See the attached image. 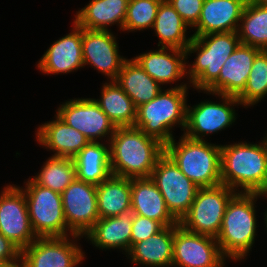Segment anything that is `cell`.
Wrapping results in <instances>:
<instances>
[{"label": "cell", "instance_id": "obj_33", "mask_svg": "<svg viewBox=\"0 0 267 267\" xmlns=\"http://www.w3.org/2000/svg\"><path fill=\"white\" fill-rule=\"evenodd\" d=\"M244 90L237 96L242 107L254 106L267 96V51L261 50L254 58Z\"/></svg>", "mask_w": 267, "mask_h": 267}, {"label": "cell", "instance_id": "obj_35", "mask_svg": "<svg viewBox=\"0 0 267 267\" xmlns=\"http://www.w3.org/2000/svg\"><path fill=\"white\" fill-rule=\"evenodd\" d=\"M163 228L164 226L160 222L135 214L132 221L131 247L135 243L147 240Z\"/></svg>", "mask_w": 267, "mask_h": 267}, {"label": "cell", "instance_id": "obj_31", "mask_svg": "<svg viewBox=\"0 0 267 267\" xmlns=\"http://www.w3.org/2000/svg\"><path fill=\"white\" fill-rule=\"evenodd\" d=\"M237 34L242 44L267 51V7L248 0L239 22Z\"/></svg>", "mask_w": 267, "mask_h": 267}, {"label": "cell", "instance_id": "obj_8", "mask_svg": "<svg viewBox=\"0 0 267 267\" xmlns=\"http://www.w3.org/2000/svg\"><path fill=\"white\" fill-rule=\"evenodd\" d=\"M235 194L223 184L199 188L189 212L179 224L189 232L217 238L226 206Z\"/></svg>", "mask_w": 267, "mask_h": 267}, {"label": "cell", "instance_id": "obj_21", "mask_svg": "<svg viewBox=\"0 0 267 267\" xmlns=\"http://www.w3.org/2000/svg\"><path fill=\"white\" fill-rule=\"evenodd\" d=\"M55 120L39 125L38 144L53 151L54 157H75L90 141L81 132L67 125L55 114Z\"/></svg>", "mask_w": 267, "mask_h": 267}, {"label": "cell", "instance_id": "obj_11", "mask_svg": "<svg viewBox=\"0 0 267 267\" xmlns=\"http://www.w3.org/2000/svg\"><path fill=\"white\" fill-rule=\"evenodd\" d=\"M80 238L38 237L21 251L20 267H77L85 257L81 245H77Z\"/></svg>", "mask_w": 267, "mask_h": 267}, {"label": "cell", "instance_id": "obj_15", "mask_svg": "<svg viewBox=\"0 0 267 267\" xmlns=\"http://www.w3.org/2000/svg\"><path fill=\"white\" fill-rule=\"evenodd\" d=\"M97 186L75 179L61 193L69 236H85L99 219Z\"/></svg>", "mask_w": 267, "mask_h": 267}, {"label": "cell", "instance_id": "obj_12", "mask_svg": "<svg viewBox=\"0 0 267 267\" xmlns=\"http://www.w3.org/2000/svg\"><path fill=\"white\" fill-rule=\"evenodd\" d=\"M226 260L215 237L174 225L172 267H224Z\"/></svg>", "mask_w": 267, "mask_h": 267}, {"label": "cell", "instance_id": "obj_20", "mask_svg": "<svg viewBox=\"0 0 267 267\" xmlns=\"http://www.w3.org/2000/svg\"><path fill=\"white\" fill-rule=\"evenodd\" d=\"M248 0H204L193 36L237 32Z\"/></svg>", "mask_w": 267, "mask_h": 267}, {"label": "cell", "instance_id": "obj_18", "mask_svg": "<svg viewBox=\"0 0 267 267\" xmlns=\"http://www.w3.org/2000/svg\"><path fill=\"white\" fill-rule=\"evenodd\" d=\"M260 51L240 43L225 61L218 78L203 92L237 97L244 90L254 58Z\"/></svg>", "mask_w": 267, "mask_h": 267}, {"label": "cell", "instance_id": "obj_29", "mask_svg": "<svg viewBox=\"0 0 267 267\" xmlns=\"http://www.w3.org/2000/svg\"><path fill=\"white\" fill-rule=\"evenodd\" d=\"M99 218L113 217L131 210V179L110 175L97 185Z\"/></svg>", "mask_w": 267, "mask_h": 267}, {"label": "cell", "instance_id": "obj_5", "mask_svg": "<svg viewBox=\"0 0 267 267\" xmlns=\"http://www.w3.org/2000/svg\"><path fill=\"white\" fill-rule=\"evenodd\" d=\"M240 43L237 32L193 36L186 48L187 59L196 53L193 64L186 65L191 87L205 91L218 78L225 61Z\"/></svg>", "mask_w": 267, "mask_h": 267}, {"label": "cell", "instance_id": "obj_2", "mask_svg": "<svg viewBox=\"0 0 267 267\" xmlns=\"http://www.w3.org/2000/svg\"><path fill=\"white\" fill-rule=\"evenodd\" d=\"M112 175L149 178L165 145L136 127H116L109 140Z\"/></svg>", "mask_w": 267, "mask_h": 267}, {"label": "cell", "instance_id": "obj_14", "mask_svg": "<svg viewBox=\"0 0 267 267\" xmlns=\"http://www.w3.org/2000/svg\"><path fill=\"white\" fill-rule=\"evenodd\" d=\"M0 234L21 251L38 238L30 223L25 194L16 184H7L0 193Z\"/></svg>", "mask_w": 267, "mask_h": 267}, {"label": "cell", "instance_id": "obj_38", "mask_svg": "<svg viewBox=\"0 0 267 267\" xmlns=\"http://www.w3.org/2000/svg\"><path fill=\"white\" fill-rule=\"evenodd\" d=\"M254 3L260 5V6H264L267 7V0H252Z\"/></svg>", "mask_w": 267, "mask_h": 267}, {"label": "cell", "instance_id": "obj_10", "mask_svg": "<svg viewBox=\"0 0 267 267\" xmlns=\"http://www.w3.org/2000/svg\"><path fill=\"white\" fill-rule=\"evenodd\" d=\"M221 100L217 103L209 100L186 106V125L183 135L194 140L205 141L208 134L218 133L234 124L237 114L235 107L241 105L235 96L213 94Z\"/></svg>", "mask_w": 267, "mask_h": 267}, {"label": "cell", "instance_id": "obj_32", "mask_svg": "<svg viewBox=\"0 0 267 267\" xmlns=\"http://www.w3.org/2000/svg\"><path fill=\"white\" fill-rule=\"evenodd\" d=\"M35 184L62 193L76 179V166L73 158L50 156L41 170L33 178Z\"/></svg>", "mask_w": 267, "mask_h": 267}, {"label": "cell", "instance_id": "obj_34", "mask_svg": "<svg viewBox=\"0 0 267 267\" xmlns=\"http://www.w3.org/2000/svg\"><path fill=\"white\" fill-rule=\"evenodd\" d=\"M162 1L129 0L123 31L136 32L151 29Z\"/></svg>", "mask_w": 267, "mask_h": 267}, {"label": "cell", "instance_id": "obj_13", "mask_svg": "<svg viewBox=\"0 0 267 267\" xmlns=\"http://www.w3.org/2000/svg\"><path fill=\"white\" fill-rule=\"evenodd\" d=\"M56 110V115L61 120L81 132L89 141L100 142L107 139V143L115 132V125L94 98L70 99L60 104Z\"/></svg>", "mask_w": 267, "mask_h": 267}, {"label": "cell", "instance_id": "obj_1", "mask_svg": "<svg viewBox=\"0 0 267 267\" xmlns=\"http://www.w3.org/2000/svg\"><path fill=\"white\" fill-rule=\"evenodd\" d=\"M261 141L221 145L223 185L236 193H267V135Z\"/></svg>", "mask_w": 267, "mask_h": 267}, {"label": "cell", "instance_id": "obj_4", "mask_svg": "<svg viewBox=\"0 0 267 267\" xmlns=\"http://www.w3.org/2000/svg\"><path fill=\"white\" fill-rule=\"evenodd\" d=\"M188 84L182 82L162 89L154 99L137 107L134 127L164 145L169 143L175 138L172 130L176 125L181 126L182 131L185 129L188 87L191 86Z\"/></svg>", "mask_w": 267, "mask_h": 267}, {"label": "cell", "instance_id": "obj_27", "mask_svg": "<svg viewBox=\"0 0 267 267\" xmlns=\"http://www.w3.org/2000/svg\"><path fill=\"white\" fill-rule=\"evenodd\" d=\"M115 81L132 99L136 108L154 99L162 90V86L133 58L123 62Z\"/></svg>", "mask_w": 267, "mask_h": 267}, {"label": "cell", "instance_id": "obj_26", "mask_svg": "<svg viewBox=\"0 0 267 267\" xmlns=\"http://www.w3.org/2000/svg\"><path fill=\"white\" fill-rule=\"evenodd\" d=\"M76 178L86 183L99 185L112 175L110 167L109 142L90 141L73 157Z\"/></svg>", "mask_w": 267, "mask_h": 267}, {"label": "cell", "instance_id": "obj_39", "mask_svg": "<svg viewBox=\"0 0 267 267\" xmlns=\"http://www.w3.org/2000/svg\"><path fill=\"white\" fill-rule=\"evenodd\" d=\"M261 197H264V198L266 197L267 198V193H262ZM263 214H264V220H265L264 222H265V225H266V228H267V209Z\"/></svg>", "mask_w": 267, "mask_h": 267}, {"label": "cell", "instance_id": "obj_3", "mask_svg": "<svg viewBox=\"0 0 267 267\" xmlns=\"http://www.w3.org/2000/svg\"><path fill=\"white\" fill-rule=\"evenodd\" d=\"M260 193H236L228 202L216 240L222 255L237 262L246 260L255 243L256 201Z\"/></svg>", "mask_w": 267, "mask_h": 267}, {"label": "cell", "instance_id": "obj_30", "mask_svg": "<svg viewBox=\"0 0 267 267\" xmlns=\"http://www.w3.org/2000/svg\"><path fill=\"white\" fill-rule=\"evenodd\" d=\"M100 93L101 98L94 99V101L115 127H133L135 125L137 108L116 81L105 82Z\"/></svg>", "mask_w": 267, "mask_h": 267}, {"label": "cell", "instance_id": "obj_16", "mask_svg": "<svg viewBox=\"0 0 267 267\" xmlns=\"http://www.w3.org/2000/svg\"><path fill=\"white\" fill-rule=\"evenodd\" d=\"M116 36L108 31L82 28V56L84 67L91 65L98 73L107 76V81H115L126 60L119 54Z\"/></svg>", "mask_w": 267, "mask_h": 267}, {"label": "cell", "instance_id": "obj_6", "mask_svg": "<svg viewBox=\"0 0 267 267\" xmlns=\"http://www.w3.org/2000/svg\"><path fill=\"white\" fill-rule=\"evenodd\" d=\"M165 153L185 176L200 188L215 187L221 181V145L194 140L182 134L165 145Z\"/></svg>", "mask_w": 267, "mask_h": 267}, {"label": "cell", "instance_id": "obj_17", "mask_svg": "<svg viewBox=\"0 0 267 267\" xmlns=\"http://www.w3.org/2000/svg\"><path fill=\"white\" fill-rule=\"evenodd\" d=\"M36 67L45 75L67 74L84 68L82 27L73 21L71 32L51 44Z\"/></svg>", "mask_w": 267, "mask_h": 267}, {"label": "cell", "instance_id": "obj_19", "mask_svg": "<svg viewBox=\"0 0 267 267\" xmlns=\"http://www.w3.org/2000/svg\"><path fill=\"white\" fill-rule=\"evenodd\" d=\"M133 59L162 86L168 83L174 84L187 76L186 65L189 61L186 50L158 47L156 50L136 55Z\"/></svg>", "mask_w": 267, "mask_h": 267}, {"label": "cell", "instance_id": "obj_28", "mask_svg": "<svg viewBox=\"0 0 267 267\" xmlns=\"http://www.w3.org/2000/svg\"><path fill=\"white\" fill-rule=\"evenodd\" d=\"M152 28L159 39L158 47L186 50L193 39V35L187 37L186 32L190 27L167 0L159 5Z\"/></svg>", "mask_w": 267, "mask_h": 267}, {"label": "cell", "instance_id": "obj_22", "mask_svg": "<svg viewBox=\"0 0 267 267\" xmlns=\"http://www.w3.org/2000/svg\"><path fill=\"white\" fill-rule=\"evenodd\" d=\"M134 213L130 210L118 216L99 218L84 236L85 240L99 248L120 249L125 255L131 248V232Z\"/></svg>", "mask_w": 267, "mask_h": 267}, {"label": "cell", "instance_id": "obj_9", "mask_svg": "<svg viewBox=\"0 0 267 267\" xmlns=\"http://www.w3.org/2000/svg\"><path fill=\"white\" fill-rule=\"evenodd\" d=\"M150 178L161 192L168 211L180 222L189 212L200 187L188 179L166 153L157 160Z\"/></svg>", "mask_w": 267, "mask_h": 267}, {"label": "cell", "instance_id": "obj_23", "mask_svg": "<svg viewBox=\"0 0 267 267\" xmlns=\"http://www.w3.org/2000/svg\"><path fill=\"white\" fill-rule=\"evenodd\" d=\"M131 211L154 219L164 227L179 222L168 211L165 200L151 178H131Z\"/></svg>", "mask_w": 267, "mask_h": 267}, {"label": "cell", "instance_id": "obj_24", "mask_svg": "<svg viewBox=\"0 0 267 267\" xmlns=\"http://www.w3.org/2000/svg\"><path fill=\"white\" fill-rule=\"evenodd\" d=\"M129 0H91L76 11L74 22L89 30L108 31L116 25L123 31Z\"/></svg>", "mask_w": 267, "mask_h": 267}, {"label": "cell", "instance_id": "obj_25", "mask_svg": "<svg viewBox=\"0 0 267 267\" xmlns=\"http://www.w3.org/2000/svg\"><path fill=\"white\" fill-rule=\"evenodd\" d=\"M174 225L164 227L147 240L135 243L127 253L135 265L143 267H172Z\"/></svg>", "mask_w": 267, "mask_h": 267}, {"label": "cell", "instance_id": "obj_36", "mask_svg": "<svg viewBox=\"0 0 267 267\" xmlns=\"http://www.w3.org/2000/svg\"><path fill=\"white\" fill-rule=\"evenodd\" d=\"M167 2L182 17L185 23L193 29L198 23L204 0H167Z\"/></svg>", "mask_w": 267, "mask_h": 267}, {"label": "cell", "instance_id": "obj_7", "mask_svg": "<svg viewBox=\"0 0 267 267\" xmlns=\"http://www.w3.org/2000/svg\"><path fill=\"white\" fill-rule=\"evenodd\" d=\"M24 184V188L18 187L25 194L30 223L36 236H69L63 212L62 195L35 184L30 177L26 182L24 181Z\"/></svg>", "mask_w": 267, "mask_h": 267}, {"label": "cell", "instance_id": "obj_37", "mask_svg": "<svg viewBox=\"0 0 267 267\" xmlns=\"http://www.w3.org/2000/svg\"><path fill=\"white\" fill-rule=\"evenodd\" d=\"M0 264L3 267H20L21 250L0 234Z\"/></svg>", "mask_w": 267, "mask_h": 267}]
</instances>
